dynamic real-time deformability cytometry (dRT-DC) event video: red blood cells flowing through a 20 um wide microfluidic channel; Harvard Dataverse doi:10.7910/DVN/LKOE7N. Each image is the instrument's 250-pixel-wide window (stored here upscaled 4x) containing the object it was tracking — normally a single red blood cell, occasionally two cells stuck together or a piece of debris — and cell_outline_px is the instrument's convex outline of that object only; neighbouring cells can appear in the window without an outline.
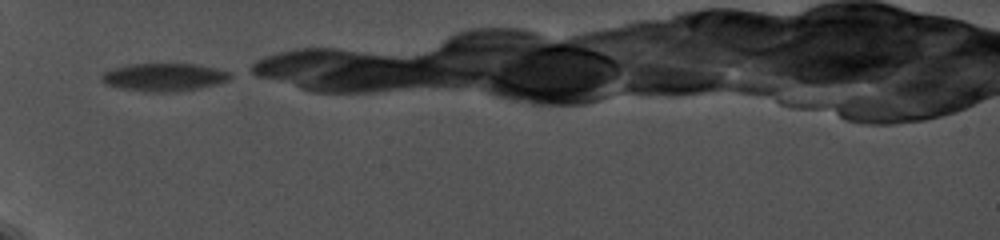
{"species": "common noctule bat (a hibernating species)", "species_latin": "Nyctalus noctula", "temperature_condition": "cold", "stored_images_in_passage": 34, "camera_frame_rate_fps": 5000, "um_per_image_px": 0.085, "animal": {"sex": "female", "body_mass_g": 19.0, "forearm_length_mm": 56.7}, "frame": {"image": 1, "passage_image": 1, "time_ms": 0.0, "image_size_px": [1000, 240], "cell_outline_px": [[232, 76], [228, 80], [216, 84], [176, 92], [144, 92], [120, 88], [104, 84], [100, 80], [100, 76], [104, 72], [112, 68], [128, 64], [196, 64], [216, 68], [232, 72]], "centroid_in_image_um": [13.91, 6.56], "position_along_channel_um": 71.1, "area_um2": 21.1}}
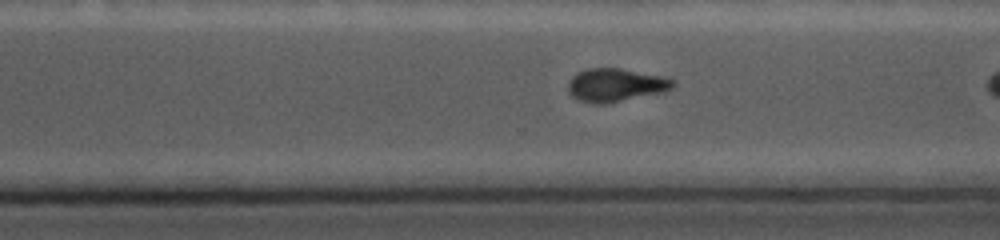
{"frame": {"image": 2, "passage_image": 24, "time_ms": 6.8, "image_size_px": [1000, 240], "cell_outline_px": [[676, 84], [672, 88], [664, 92], [604, 104], [596, 104], [576, 100], [568, 92], [568, 80], [576, 72], [588, 68], [620, 68], [664, 76], [676, 80]], "centroid_in_image_um": [52.32, 7.22], "position_along_channel_um": 318.3, "area_um2": 20.63}}
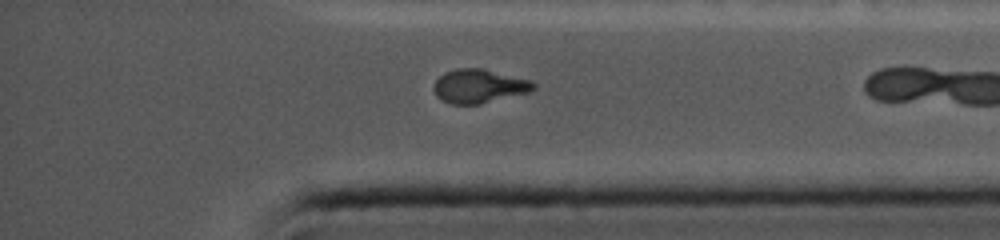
{"frame": {"image": 3, "passage_image": 31, "time_ms": 8.8, "image_size_px": [1000, 240], "cell_outline_px": [[536, 88], [528, 92], [480, 104], [452, 104], [436, 96], [432, 88], [436, 80], [444, 72], [456, 68], [480, 68], [532, 80], [536, 84]], "centroid_in_image_um": [40.71, 7.31], "position_along_channel_um": 394.5, "area_um2": 19.59}}